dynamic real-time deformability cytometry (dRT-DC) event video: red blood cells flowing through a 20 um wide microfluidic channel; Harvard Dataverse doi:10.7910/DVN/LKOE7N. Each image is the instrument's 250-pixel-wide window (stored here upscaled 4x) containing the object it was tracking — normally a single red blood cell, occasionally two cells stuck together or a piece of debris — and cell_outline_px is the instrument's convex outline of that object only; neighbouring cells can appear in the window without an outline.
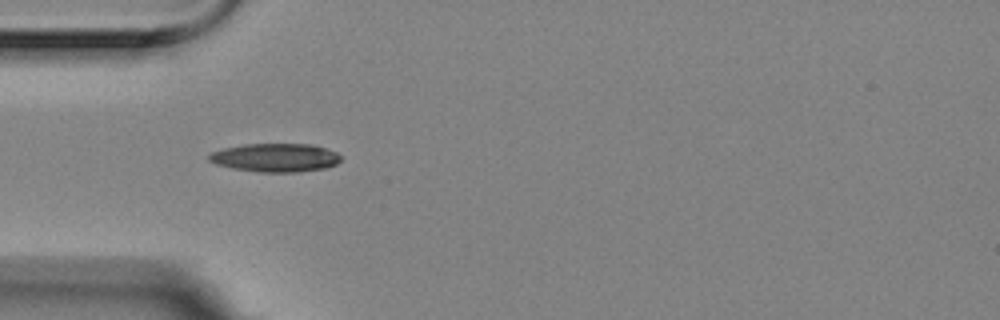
{"species": "Egyptian fruit bat (a non-hibernating species)", "species_latin": "Rousettus aegyptiacus", "temperature_condition": "room temperature", "stored_images_in_passage": 8, "camera_frame_rate_fps": 3000, "um_per_image_px": 0.085, "animal": {"sex": "female"}, "frame": {"image": 1, "passage_image": 1, "time_ms": 0.0, "image_size_px": [1000, 320], "cell_outline_px": [[340, 160], [336, 164], [324, 168], [296, 172], [260, 172], [232, 168], [216, 164], [208, 160], [208, 156], [212, 152], [224, 148], [244, 144], [312, 144], [336, 152], [340, 156]], "centroid_in_image_um": [23.39, 13.4], "position_along_channel_um": 61.6, "area_um2": 21.73}}
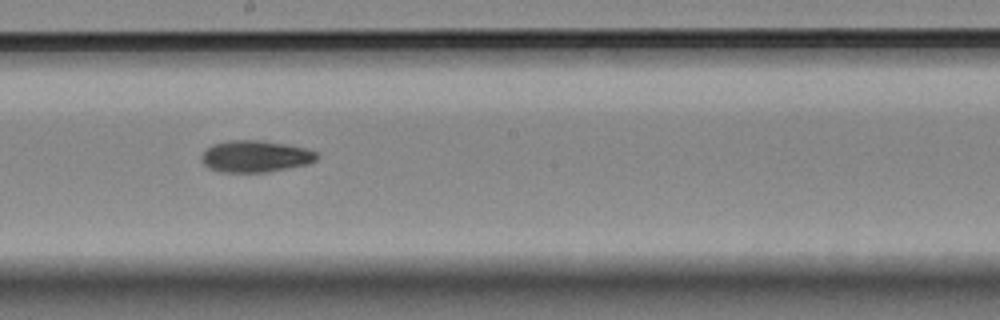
{"frame": {"image": 2, "passage_image": 5, "time_ms": 1.333, "image_size_px": [1000, 320], "cell_outline_px": [[316, 160], [304, 164], [264, 172], [220, 172], [208, 168], [200, 160], [200, 156], [212, 144], [228, 140], [260, 140], [284, 144], [304, 148], [316, 152]], "centroid_in_image_um": [21.61, 13.28], "position_along_channel_um": 226.6, "area_um2": 20.98}}
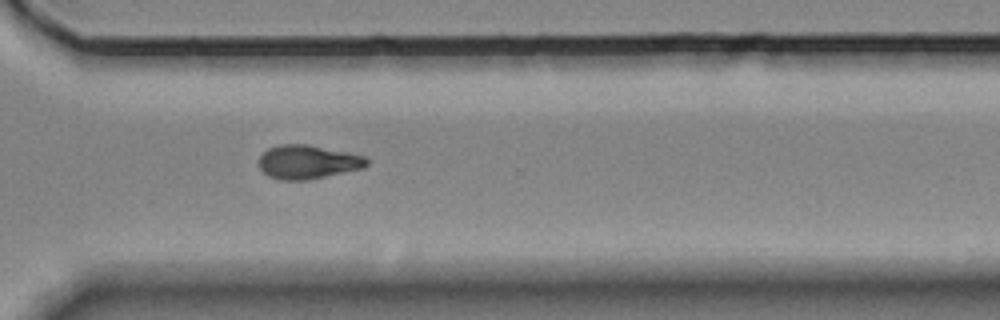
{"frame": {"image": 3, "passage_image": 8, "time_ms": 2.333, "image_size_px": [1000, 320], "cell_outline_px": [[368, 164], [364, 168], [308, 180], [280, 180], [268, 176], [260, 168], [260, 156], [268, 148], [280, 144], [308, 144], [348, 152], [364, 156], [368, 160]], "centroid_in_image_um": [26.17, 13.76], "position_along_channel_um": 344.4, "area_um2": 21.27}}